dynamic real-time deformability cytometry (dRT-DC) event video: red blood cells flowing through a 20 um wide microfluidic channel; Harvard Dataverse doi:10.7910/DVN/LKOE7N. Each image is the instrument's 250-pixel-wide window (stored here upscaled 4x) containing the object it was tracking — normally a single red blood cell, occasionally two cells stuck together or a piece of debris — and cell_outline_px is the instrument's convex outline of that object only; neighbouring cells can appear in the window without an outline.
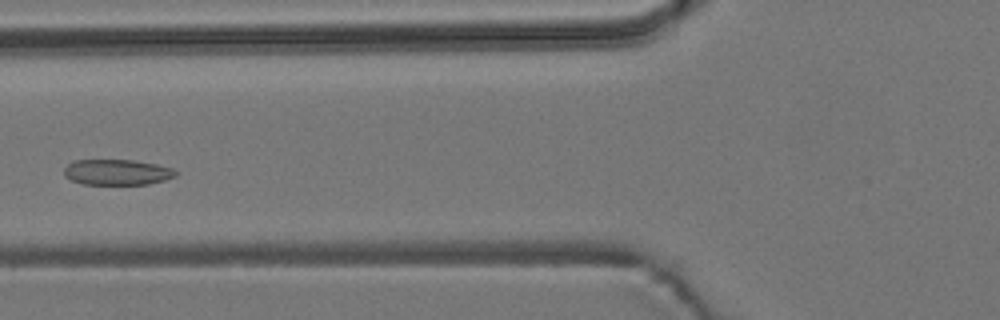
{"species": "common noctule bat (a hibernating species)", "species_latin": "Nyctalus noctula", "temperature_condition": "room temperature", "stored_images_in_passage": 4, "camera_frame_rate_fps": 3000, "um_per_image_px": 0.085, "animal": {"sex": "male", "body_mass_g": 19.2, "forearm_length_mm": 51.8}, "frame": {"image": 1, "passage_image": 4, "time_ms": 3.333, "image_size_px": [1000, 320], "cell_outline_px": [[180, 172], [176, 176], [164, 180], [148, 184], [84, 184], [72, 180], [64, 176], [64, 168], [68, 164], [76, 160], [132, 160], [156, 164], [172, 168]], "centroid_in_image_um": [9.97, 14.63], "position_along_channel_um": 115.8, "area_um2": 16.65}}